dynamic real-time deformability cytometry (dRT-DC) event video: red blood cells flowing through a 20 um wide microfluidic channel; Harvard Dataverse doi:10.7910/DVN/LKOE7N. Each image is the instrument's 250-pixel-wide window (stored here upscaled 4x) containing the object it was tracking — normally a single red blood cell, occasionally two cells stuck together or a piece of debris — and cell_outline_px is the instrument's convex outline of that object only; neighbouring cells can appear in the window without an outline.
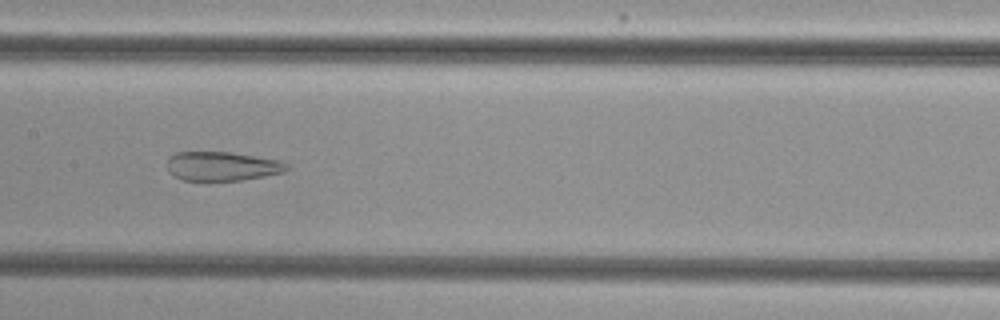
{"species": "common noctule bat (a hibernating species)", "species_latin": "Nyctalus noctula", "temperature_condition": "cold", "stored_images_in_passage": 49, "camera_frame_rate_fps": 3000, "um_per_image_px": 0.085, "animal": {"sex": "female", "body_mass_g": 29.2, "forearm_length_mm": 56.3}, "frame": {"image": 1, "passage_image": 27, "time_ms": 8.667, "image_size_px": [1000, 320], "cell_outline_px": [[292, 168], [284, 172], [264, 176], [240, 180], [184, 180], [172, 176], [168, 172], [168, 160], [176, 152], [232, 152], [280, 160], [288, 164]], "centroid_in_image_um": [18.92, 14.12], "position_along_channel_um": 188.5, "area_um2": 20.35}}
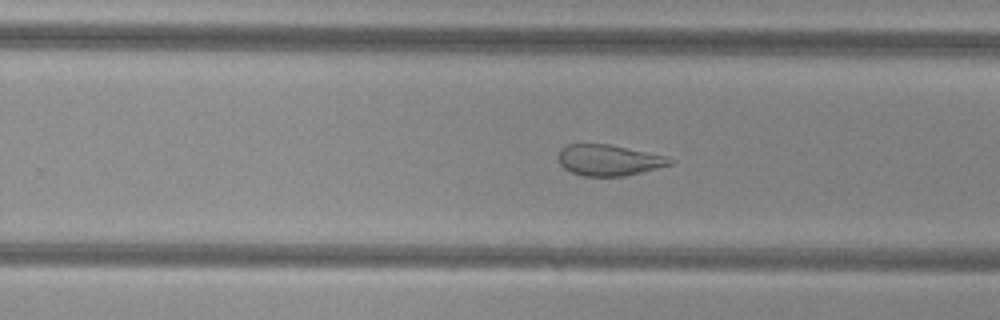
{"frame": {"image": 2, "passage_image": 34, "time_ms": 11.0, "image_size_px": [1000, 320], "cell_outline_px": [[676, 160], [672, 164], [624, 176], [584, 176], [572, 172], [564, 168], [560, 164], [560, 148], [568, 144], [608, 144], [664, 156]], "centroid_in_image_um": [51.74, 13.61], "position_along_channel_um": 278.1, "area_um2": 19.77}}
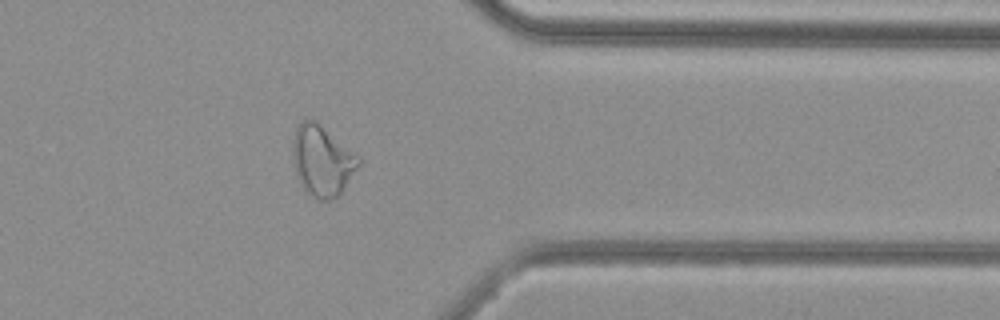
{"frame": {"image": 3, "passage_image": 43, "time_ms": 14.0, "image_size_px": [1000, 320], "cell_outline_px": [[360, 164], [340, 192], [336, 196], [328, 200], [320, 200], [304, 192], [296, 176], [292, 156], [292, 144], [296, 128], [308, 116], [316, 120], [360, 156]], "centroid_in_image_um": [27.35, 13.63], "position_along_channel_um": 384.0, "area_um2": 27.22}}